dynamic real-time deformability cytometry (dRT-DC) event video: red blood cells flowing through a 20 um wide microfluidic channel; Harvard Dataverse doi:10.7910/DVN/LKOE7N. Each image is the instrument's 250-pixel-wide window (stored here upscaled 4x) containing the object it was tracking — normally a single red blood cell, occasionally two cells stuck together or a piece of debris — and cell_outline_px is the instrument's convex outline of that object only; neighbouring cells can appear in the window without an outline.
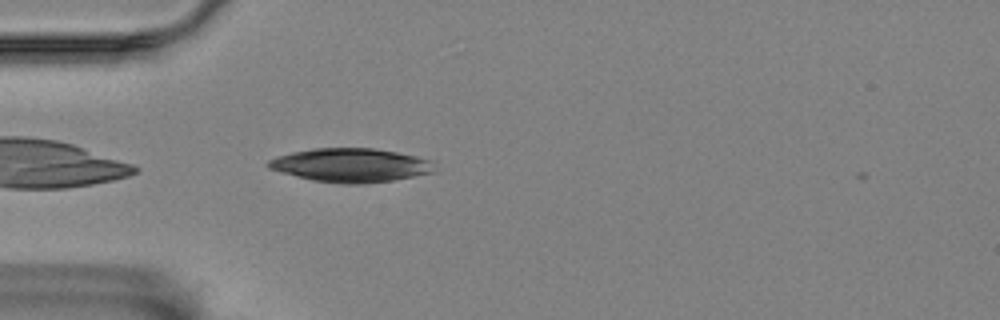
{"species": "Egyptian fruit bat (a non-hibernating species)", "species_latin": "Rousettus aegyptiacus", "temperature_condition": "room temperature", "stored_images_in_passage": 37, "camera_frame_rate_fps": 3000, "um_per_image_px": 0.085, "animal": {"sex": "female"}, "frame": {"image": 1, "passage_image": 2, "time_ms": 0.333, "image_size_px": [1000, 320], "cell_outline_px": [[432, 172], [392, 180], [364, 184], [344, 184], [312, 180], [280, 172], [268, 168], [268, 160], [276, 156], [292, 152], [312, 148], [376, 148], [416, 156], [432, 160]], "centroid_in_image_um": [29.76, 14.03], "position_along_channel_um": 55.2, "area_um2": 32.54}}
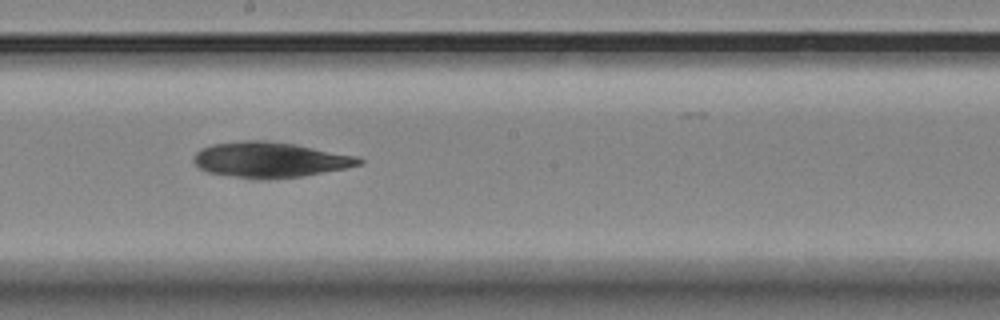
{"frame": {"image": 2, "passage_image": 17, "time_ms": 5.333, "image_size_px": [1000, 320], "cell_outline_px": [[364, 160], [360, 164], [344, 168], [304, 176], [264, 180], [256, 180], [208, 172], [200, 168], [192, 160], [196, 152], [200, 148], [212, 144], [244, 140], [268, 140], [296, 144], [360, 156]], "centroid_in_image_um": [22.95, 13.57], "position_along_channel_um": 225.2, "area_um2": 34.51}}
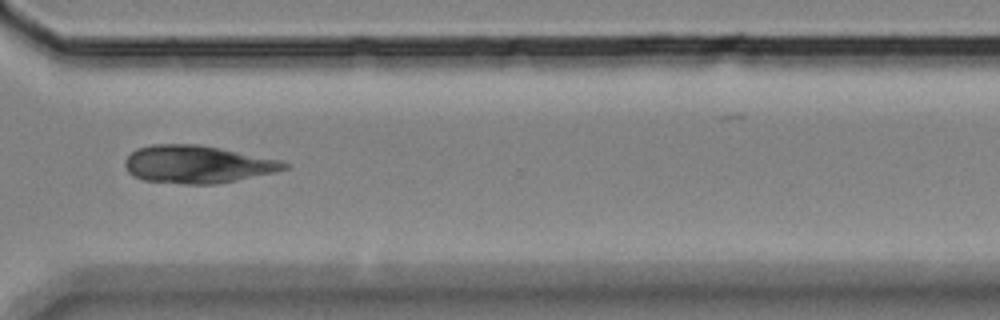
{"frame": {"image": 3, "passage_image": 28, "time_ms": 9.0, "image_size_px": [1000, 320], "cell_outline_px": [[288, 168], [272, 172], [236, 180], [216, 184], [184, 184], [144, 180], [132, 176], [128, 172], [124, 164], [124, 160], [136, 148], [152, 144], [200, 144], [280, 160], [288, 164]], "centroid_in_image_um": [16.71, 13.96], "position_along_channel_um": 353.9, "area_um2": 34.8}}